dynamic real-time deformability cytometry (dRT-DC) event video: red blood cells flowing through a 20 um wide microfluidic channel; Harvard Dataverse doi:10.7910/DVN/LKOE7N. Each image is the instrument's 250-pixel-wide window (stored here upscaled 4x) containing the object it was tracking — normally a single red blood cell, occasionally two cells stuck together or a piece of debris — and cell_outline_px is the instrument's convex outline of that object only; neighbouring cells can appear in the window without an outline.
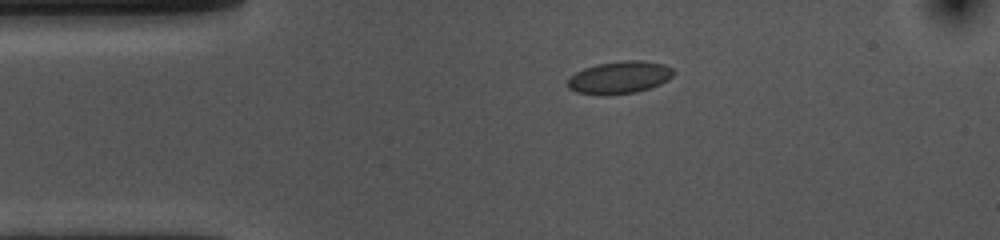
{"species": "common noctule bat (a hibernating species)", "species_latin": "Nyctalus noctula", "temperature_condition": "cold", "stored_images_in_passage": 46, "camera_frame_rate_fps": 3000, "um_per_image_px": 0.085, "animal": {"sex": "female", "body_mass_g": 10.0, "forearm_length_mm": 53.1}, "frame": {"image": 1, "passage_image": 1, "time_ms": 0.0, "image_size_px": [1000, 240], "cell_outline_px": [[676, 72], [668, 80], [660, 84], [636, 92], [576, 92], [568, 88], [568, 80], [576, 72], [584, 68], [596, 64], [624, 60], [640, 60], [664, 64], [672, 68]], "centroid_in_image_um": [52.72, 6.52], "position_along_channel_um": 32.3, "area_um2": 19.25}}
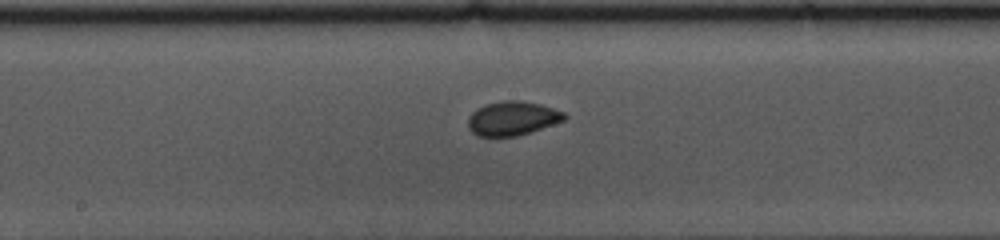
{"frame": {"image": 2, "passage_image": 18, "time_ms": 5.667, "image_size_px": [1000, 240], "cell_outline_px": [[568, 116], [564, 120], [516, 136], [476, 136], [468, 128], [468, 116], [476, 108], [488, 104], [504, 100], [520, 100], [540, 104], [564, 112]], "centroid_in_image_um": [43.52, 10.05], "position_along_channel_um": 204.7, "area_um2": 18.96}}
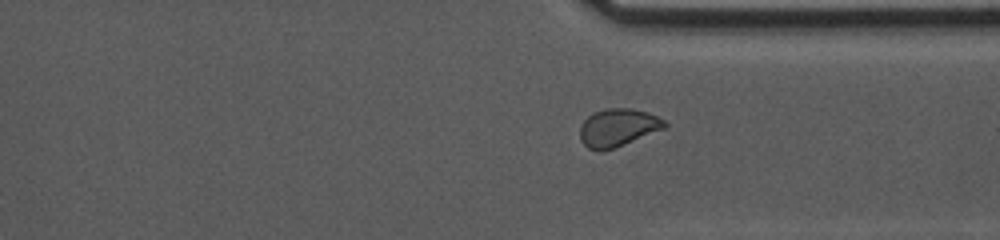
{"frame": {"image": 3, "passage_image": 31, "time_ms": 10.0, "image_size_px": [1000, 240], "cell_outline_px": [[668, 128], [624, 144], [612, 148], [588, 148], [580, 140], [580, 128], [584, 120], [592, 112], [604, 108], [632, 108], [648, 112], [664, 120], [668, 124]], "centroid_in_image_um": [52.57, 10.8], "position_along_channel_um": 358.8, "area_um2": 18.55}, "authors_computed_cell_mechanics": {"area_um2": 19.0162, "velocity_mm_per_s": 3.5693, "shape_relaxation_time_tau1_ms": 5.1159, "shape_relaxation_time_tau2_ms": 0.9868, "deformation_change_tau1": 0.0822, "deformation_change_tau2": 0.0375}}